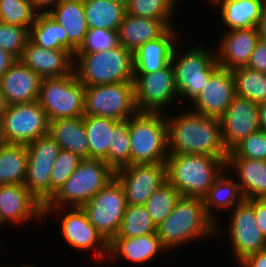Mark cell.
Here are the masks:
<instances>
[{"instance_id": "obj_1", "label": "cell", "mask_w": 266, "mask_h": 267, "mask_svg": "<svg viewBox=\"0 0 266 267\" xmlns=\"http://www.w3.org/2000/svg\"><path fill=\"white\" fill-rule=\"evenodd\" d=\"M169 154H198L221 158L229 154L221 135L220 120L192 110L167 117Z\"/></svg>"}, {"instance_id": "obj_2", "label": "cell", "mask_w": 266, "mask_h": 267, "mask_svg": "<svg viewBox=\"0 0 266 267\" xmlns=\"http://www.w3.org/2000/svg\"><path fill=\"white\" fill-rule=\"evenodd\" d=\"M207 214L203 198L181 196L170 215L157 226V235L166 250L189 241L219 233Z\"/></svg>"}, {"instance_id": "obj_3", "label": "cell", "mask_w": 266, "mask_h": 267, "mask_svg": "<svg viewBox=\"0 0 266 267\" xmlns=\"http://www.w3.org/2000/svg\"><path fill=\"white\" fill-rule=\"evenodd\" d=\"M167 182L181 196L204 198L214 181L226 168L218 157L198 154H169L166 159Z\"/></svg>"}, {"instance_id": "obj_4", "label": "cell", "mask_w": 266, "mask_h": 267, "mask_svg": "<svg viewBox=\"0 0 266 267\" xmlns=\"http://www.w3.org/2000/svg\"><path fill=\"white\" fill-rule=\"evenodd\" d=\"M113 178H115V171L105 161L83 159L73 174L44 206V217L51 214L53 209H61L69 204L72 206L71 209L82 208Z\"/></svg>"}, {"instance_id": "obj_5", "label": "cell", "mask_w": 266, "mask_h": 267, "mask_svg": "<svg viewBox=\"0 0 266 267\" xmlns=\"http://www.w3.org/2000/svg\"><path fill=\"white\" fill-rule=\"evenodd\" d=\"M73 71L84 86L133 81V53L120 44L108 51L75 53Z\"/></svg>"}, {"instance_id": "obj_6", "label": "cell", "mask_w": 266, "mask_h": 267, "mask_svg": "<svg viewBox=\"0 0 266 267\" xmlns=\"http://www.w3.org/2000/svg\"><path fill=\"white\" fill-rule=\"evenodd\" d=\"M131 141L130 165L166 162L167 116L161 112H138L128 119Z\"/></svg>"}, {"instance_id": "obj_7", "label": "cell", "mask_w": 266, "mask_h": 267, "mask_svg": "<svg viewBox=\"0 0 266 267\" xmlns=\"http://www.w3.org/2000/svg\"><path fill=\"white\" fill-rule=\"evenodd\" d=\"M85 86L75 73L43 78L38 102L49 121L84 116Z\"/></svg>"}, {"instance_id": "obj_8", "label": "cell", "mask_w": 266, "mask_h": 267, "mask_svg": "<svg viewBox=\"0 0 266 267\" xmlns=\"http://www.w3.org/2000/svg\"><path fill=\"white\" fill-rule=\"evenodd\" d=\"M138 112L133 81L85 86L84 115L125 121Z\"/></svg>"}, {"instance_id": "obj_9", "label": "cell", "mask_w": 266, "mask_h": 267, "mask_svg": "<svg viewBox=\"0 0 266 267\" xmlns=\"http://www.w3.org/2000/svg\"><path fill=\"white\" fill-rule=\"evenodd\" d=\"M176 51L174 49L171 64L177 93L194 102L210 76L220 67L216 61V53L201 46L182 56L177 55Z\"/></svg>"}, {"instance_id": "obj_10", "label": "cell", "mask_w": 266, "mask_h": 267, "mask_svg": "<svg viewBox=\"0 0 266 267\" xmlns=\"http://www.w3.org/2000/svg\"><path fill=\"white\" fill-rule=\"evenodd\" d=\"M49 133V119L38 100L8 105L2 118L5 144H28Z\"/></svg>"}, {"instance_id": "obj_11", "label": "cell", "mask_w": 266, "mask_h": 267, "mask_svg": "<svg viewBox=\"0 0 266 267\" xmlns=\"http://www.w3.org/2000/svg\"><path fill=\"white\" fill-rule=\"evenodd\" d=\"M27 176L24 185L45 206L51 200V172L61 148L46 134L28 144Z\"/></svg>"}, {"instance_id": "obj_12", "label": "cell", "mask_w": 266, "mask_h": 267, "mask_svg": "<svg viewBox=\"0 0 266 267\" xmlns=\"http://www.w3.org/2000/svg\"><path fill=\"white\" fill-rule=\"evenodd\" d=\"M126 206L124 189L120 182L113 178L82 209L90 223L109 242L119 231Z\"/></svg>"}, {"instance_id": "obj_13", "label": "cell", "mask_w": 266, "mask_h": 267, "mask_svg": "<svg viewBox=\"0 0 266 267\" xmlns=\"http://www.w3.org/2000/svg\"><path fill=\"white\" fill-rule=\"evenodd\" d=\"M133 83L139 112H162L178 96L172 64L153 73H134Z\"/></svg>"}, {"instance_id": "obj_14", "label": "cell", "mask_w": 266, "mask_h": 267, "mask_svg": "<svg viewBox=\"0 0 266 267\" xmlns=\"http://www.w3.org/2000/svg\"><path fill=\"white\" fill-rule=\"evenodd\" d=\"M127 205H145L155 190L167 182L166 163L135 164L115 171Z\"/></svg>"}, {"instance_id": "obj_15", "label": "cell", "mask_w": 266, "mask_h": 267, "mask_svg": "<svg viewBox=\"0 0 266 267\" xmlns=\"http://www.w3.org/2000/svg\"><path fill=\"white\" fill-rule=\"evenodd\" d=\"M229 222V239L238 263L246 256L266 249V241L258 227L253 206L244 199L233 208Z\"/></svg>"}, {"instance_id": "obj_16", "label": "cell", "mask_w": 266, "mask_h": 267, "mask_svg": "<svg viewBox=\"0 0 266 267\" xmlns=\"http://www.w3.org/2000/svg\"><path fill=\"white\" fill-rule=\"evenodd\" d=\"M225 147L230 151L243 138L260 130L258 104L235 96L219 119Z\"/></svg>"}, {"instance_id": "obj_17", "label": "cell", "mask_w": 266, "mask_h": 267, "mask_svg": "<svg viewBox=\"0 0 266 267\" xmlns=\"http://www.w3.org/2000/svg\"><path fill=\"white\" fill-rule=\"evenodd\" d=\"M235 81L231 70L219 67L192 102V111L207 117L221 118L235 97Z\"/></svg>"}, {"instance_id": "obj_18", "label": "cell", "mask_w": 266, "mask_h": 267, "mask_svg": "<svg viewBox=\"0 0 266 267\" xmlns=\"http://www.w3.org/2000/svg\"><path fill=\"white\" fill-rule=\"evenodd\" d=\"M61 231L65 241L77 250H95L94 256L102 260L108 257V241L90 223L81 207H74L61 220Z\"/></svg>"}, {"instance_id": "obj_19", "label": "cell", "mask_w": 266, "mask_h": 267, "mask_svg": "<svg viewBox=\"0 0 266 267\" xmlns=\"http://www.w3.org/2000/svg\"><path fill=\"white\" fill-rule=\"evenodd\" d=\"M44 206L24 184L0 185V226L5 222L25 223L28 219H41Z\"/></svg>"}, {"instance_id": "obj_20", "label": "cell", "mask_w": 266, "mask_h": 267, "mask_svg": "<svg viewBox=\"0 0 266 267\" xmlns=\"http://www.w3.org/2000/svg\"><path fill=\"white\" fill-rule=\"evenodd\" d=\"M42 79L73 73L74 55L67 49H45L28 40L19 59Z\"/></svg>"}, {"instance_id": "obj_21", "label": "cell", "mask_w": 266, "mask_h": 267, "mask_svg": "<svg viewBox=\"0 0 266 267\" xmlns=\"http://www.w3.org/2000/svg\"><path fill=\"white\" fill-rule=\"evenodd\" d=\"M259 39L256 27L228 30L215 52L217 64L231 71L246 67Z\"/></svg>"}, {"instance_id": "obj_22", "label": "cell", "mask_w": 266, "mask_h": 267, "mask_svg": "<svg viewBox=\"0 0 266 267\" xmlns=\"http://www.w3.org/2000/svg\"><path fill=\"white\" fill-rule=\"evenodd\" d=\"M42 78L33 70L16 60L0 79V91L7 105L38 100Z\"/></svg>"}, {"instance_id": "obj_23", "label": "cell", "mask_w": 266, "mask_h": 267, "mask_svg": "<svg viewBox=\"0 0 266 267\" xmlns=\"http://www.w3.org/2000/svg\"><path fill=\"white\" fill-rule=\"evenodd\" d=\"M170 19H149L125 14L118 28V41L134 53L144 43L163 36L173 25Z\"/></svg>"}, {"instance_id": "obj_24", "label": "cell", "mask_w": 266, "mask_h": 267, "mask_svg": "<svg viewBox=\"0 0 266 267\" xmlns=\"http://www.w3.org/2000/svg\"><path fill=\"white\" fill-rule=\"evenodd\" d=\"M176 33L171 27L163 36L140 46L133 53L134 73H153L171 64L173 51L177 47Z\"/></svg>"}, {"instance_id": "obj_25", "label": "cell", "mask_w": 266, "mask_h": 267, "mask_svg": "<svg viewBox=\"0 0 266 267\" xmlns=\"http://www.w3.org/2000/svg\"><path fill=\"white\" fill-rule=\"evenodd\" d=\"M47 14L65 29L68 37V51L74 55L89 31L83 0H61Z\"/></svg>"}, {"instance_id": "obj_26", "label": "cell", "mask_w": 266, "mask_h": 267, "mask_svg": "<svg viewBox=\"0 0 266 267\" xmlns=\"http://www.w3.org/2000/svg\"><path fill=\"white\" fill-rule=\"evenodd\" d=\"M166 251L157 233L137 237L114 236L108 242V255L115 259L118 255L130 262L145 263L159 252Z\"/></svg>"}, {"instance_id": "obj_27", "label": "cell", "mask_w": 266, "mask_h": 267, "mask_svg": "<svg viewBox=\"0 0 266 267\" xmlns=\"http://www.w3.org/2000/svg\"><path fill=\"white\" fill-rule=\"evenodd\" d=\"M226 166L236 171L244 199L266 197V160L227 157Z\"/></svg>"}, {"instance_id": "obj_28", "label": "cell", "mask_w": 266, "mask_h": 267, "mask_svg": "<svg viewBox=\"0 0 266 267\" xmlns=\"http://www.w3.org/2000/svg\"><path fill=\"white\" fill-rule=\"evenodd\" d=\"M61 149L89 159V145L85 132L84 116L49 121V133Z\"/></svg>"}, {"instance_id": "obj_29", "label": "cell", "mask_w": 266, "mask_h": 267, "mask_svg": "<svg viewBox=\"0 0 266 267\" xmlns=\"http://www.w3.org/2000/svg\"><path fill=\"white\" fill-rule=\"evenodd\" d=\"M265 0H209L220 7L221 20L228 30L255 28Z\"/></svg>"}, {"instance_id": "obj_30", "label": "cell", "mask_w": 266, "mask_h": 267, "mask_svg": "<svg viewBox=\"0 0 266 267\" xmlns=\"http://www.w3.org/2000/svg\"><path fill=\"white\" fill-rule=\"evenodd\" d=\"M120 121L109 117L84 115L85 132L89 145V159H100L108 164V149L113 143L114 127Z\"/></svg>"}, {"instance_id": "obj_31", "label": "cell", "mask_w": 266, "mask_h": 267, "mask_svg": "<svg viewBox=\"0 0 266 267\" xmlns=\"http://www.w3.org/2000/svg\"><path fill=\"white\" fill-rule=\"evenodd\" d=\"M83 7L89 29L118 31L126 14V6L114 0H83Z\"/></svg>"}, {"instance_id": "obj_32", "label": "cell", "mask_w": 266, "mask_h": 267, "mask_svg": "<svg viewBox=\"0 0 266 267\" xmlns=\"http://www.w3.org/2000/svg\"><path fill=\"white\" fill-rule=\"evenodd\" d=\"M27 163L28 151L25 144L0 146V185L24 184Z\"/></svg>"}, {"instance_id": "obj_33", "label": "cell", "mask_w": 266, "mask_h": 267, "mask_svg": "<svg viewBox=\"0 0 266 267\" xmlns=\"http://www.w3.org/2000/svg\"><path fill=\"white\" fill-rule=\"evenodd\" d=\"M225 173V171L221 173L209 189L208 194L203 198L206 212L215 223L216 217L212 214V206L218 210L221 208L233 209V207L244 200L238 182L227 178Z\"/></svg>"}, {"instance_id": "obj_34", "label": "cell", "mask_w": 266, "mask_h": 267, "mask_svg": "<svg viewBox=\"0 0 266 267\" xmlns=\"http://www.w3.org/2000/svg\"><path fill=\"white\" fill-rule=\"evenodd\" d=\"M29 39L45 49H67L68 37L65 29L49 14L39 13L30 28Z\"/></svg>"}, {"instance_id": "obj_35", "label": "cell", "mask_w": 266, "mask_h": 267, "mask_svg": "<svg viewBox=\"0 0 266 267\" xmlns=\"http://www.w3.org/2000/svg\"><path fill=\"white\" fill-rule=\"evenodd\" d=\"M235 81V95L256 104L266 102V73L241 67L232 71Z\"/></svg>"}, {"instance_id": "obj_36", "label": "cell", "mask_w": 266, "mask_h": 267, "mask_svg": "<svg viewBox=\"0 0 266 267\" xmlns=\"http://www.w3.org/2000/svg\"><path fill=\"white\" fill-rule=\"evenodd\" d=\"M152 233H157V227L145 206L127 205L117 236L137 237Z\"/></svg>"}, {"instance_id": "obj_37", "label": "cell", "mask_w": 266, "mask_h": 267, "mask_svg": "<svg viewBox=\"0 0 266 267\" xmlns=\"http://www.w3.org/2000/svg\"><path fill=\"white\" fill-rule=\"evenodd\" d=\"M180 197L179 191L168 182L149 197L144 206L156 227L170 215Z\"/></svg>"}, {"instance_id": "obj_38", "label": "cell", "mask_w": 266, "mask_h": 267, "mask_svg": "<svg viewBox=\"0 0 266 267\" xmlns=\"http://www.w3.org/2000/svg\"><path fill=\"white\" fill-rule=\"evenodd\" d=\"M38 14L30 0H0V21L6 24L30 30Z\"/></svg>"}, {"instance_id": "obj_39", "label": "cell", "mask_w": 266, "mask_h": 267, "mask_svg": "<svg viewBox=\"0 0 266 267\" xmlns=\"http://www.w3.org/2000/svg\"><path fill=\"white\" fill-rule=\"evenodd\" d=\"M131 141L128 131V119L120 121L114 127L113 143L108 149V165L114 170L130 165Z\"/></svg>"}, {"instance_id": "obj_40", "label": "cell", "mask_w": 266, "mask_h": 267, "mask_svg": "<svg viewBox=\"0 0 266 267\" xmlns=\"http://www.w3.org/2000/svg\"><path fill=\"white\" fill-rule=\"evenodd\" d=\"M177 0H130L126 13L149 19H171Z\"/></svg>"}, {"instance_id": "obj_41", "label": "cell", "mask_w": 266, "mask_h": 267, "mask_svg": "<svg viewBox=\"0 0 266 267\" xmlns=\"http://www.w3.org/2000/svg\"><path fill=\"white\" fill-rule=\"evenodd\" d=\"M30 30L27 27L6 24L0 21V48L9 52L17 60L29 40Z\"/></svg>"}, {"instance_id": "obj_42", "label": "cell", "mask_w": 266, "mask_h": 267, "mask_svg": "<svg viewBox=\"0 0 266 267\" xmlns=\"http://www.w3.org/2000/svg\"><path fill=\"white\" fill-rule=\"evenodd\" d=\"M82 160L77 154L61 149L51 172V198L73 174Z\"/></svg>"}, {"instance_id": "obj_43", "label": "cell", "mask_w": 266, "mask_h": 267, "mask_svg": "<svg viewBox=\"0 0 266 267\" xmlns=\"http://www.w3.org/2000/svg\"><path fill=\"white\" fill-rule=\"evenodd\" d=\"M227 157L266 160V132L259 130L243 138L229 151Z\"/></svg>"}, {"instance_id": "obj_44", "label": "cell", "mask_w": 266, "mask_h": 267, "mask_svg": "<svg viewBox=\"0 0 266 267\" xmlns=\"http://www.w3.org/2000/svg\"><path fill=\"white\" fill-rule=\"evenodd\" d=\"M117 45H119L117 31L94 28L89 29L82 45L76 53L108 51Z\"/></svg>"}, {"instance_id": "obj_45", "label": "cell", "mask_w": 266, "mask_h": 267, "mask_svg": "<svg viewBox=\"0 0 266 267\" xmlns=\"http://www.w3.org/2000/svg\"><path fill=\"white\" fill-rule=\"evenodd\" d=\"M247 67L266 73V41L258 40Z\"/></svg>"}, {"instance_id": "obj_46", "label": "cell", "mask_w": 266, "mask_h": 267, "mask_svg": "<svg viewBox=\"0 0 266 267\" xmlns=\"http://www.w3.org/2000/svg\"><path fill=\"white\" fill-rule=\"evenodd\" d=\"M254 208L255 218L258 227L261 230L262 236L266 241V199L265 198H253L246 199Z\"/></svg>"}, {"instance_id": "obj_47", "label": "cell", "mask_w": 266, "mask_h": 267, "mask_svg": "<svg viewBox=\"0 0 266 267\" xmlns=\"http://www.w3.org/2000/svg\"><path fill=\"white\" fill-rule=\"evenodd\" d=\"M239 267H266V249L246 256Z\"/></svg>"}, {"instance_id": "obj_48", "label": "cell", "mask_w": 266, "mask_h": 267, "mask_svg": "<svg viewBox=\"0 0 266 267\" xmlns=\"http://www.w3.org/2000/svg\"><path fill=\"white\" fill-rule=\"evenodd\" d=\"M16 60L13 55L0 48V79Z\"/></svg>"}, {"instance_id": "obj_49", "label": "cell", "mask_w": 266, "mask_h": 267, "mask_svg": "<svg viewBox=\"0 0 266 267\" xmlns=\"http://www.w3.org/2000/svg\"><path fill=\"white\" fill-rule=\"evenodd\" d=\"M39 13H47L50 8L55 7L61 0H30ZM48 6L49 9L47 8ZM40 10V11H39Z\"/></svg>"}, {"instance_id": "obj_50", "label": "cell", "mask_w": 266, "mask_h": 267, "mask_svg": "<svg viewBox=\"0 0 266 267\" xmlns=\"http://www.w3.org/2000/svg\"><path fill=\"white\" fill-rule=\"evenodd\" d=\"M256 29L258 31L260 39L266 41V0L262 5L260 19L257 23Z\"/></svg>"}, {"instance_id": "obj_51", "label": "cell", "mask_w": 266, "mask_h": 267, "mask_svg": "<svg viewBox=\"0 0 266 267\" xmlns=\"http://www.w3.org/2000/svg\"><path fill=\"white\" fill-rule=\"evenodd\" d=\"M260 130L266 132V102L258 104Z\"/></svg>"}, {"instance_id": "obj_52", "label": "cell", "mask_w": 266, "mask_h": 267, "mask_svg": "<svg viewBox=\"0 0 266 267\" xmlns=\"http://www.w3.org/2000/svg\"><path fill=\"white\" fill-rule=\"evenodd\" d=\"M7 102L5 100L4 95L2 94V92L0 91V119L3 118V115L6 112V108H7Z\"/></svg>"}, {"instance_id": "obj_53", "label": "cell", "mask_w": 266, "mask_h": 267, "mask_svg": "<svg viewBox=\"0 0 266 267\" xmlns=\"http://www.w3.org/2000/svg\"><path fill=\"white\" fill-rule=\"evenodd\" d=\"M4 144H5V142H4V139L2 136V119H0V146H2Z\"/></svg>"}, {"instance_id": "obj_54", "label": "cell", "mask_w": 266, "mask_h": 267, "mask_svg": "<svg viewBox=\"0 0 266 267\" xmlns=\"http://www.w3.org/2000/svg\"><path fill=\"white\" fill-rule=\"evenodd\" d=\"M114 1L120 2L126 6L130 0H114Z\"/></svg>"}, {"instance_id": "obj_55", "label": "cell", "mask_w": 266, "mask_h": 267, "mask_svg": "<svg viewBox=\"0 0 266 267\" xmlns=\"http://www.w3.org/2000/svg\"><path fill=\"white\" fill-rule=\"evenodd\" d=\"M24 267H35L33 265H24Z\"/></svg>"}]
</instances>
